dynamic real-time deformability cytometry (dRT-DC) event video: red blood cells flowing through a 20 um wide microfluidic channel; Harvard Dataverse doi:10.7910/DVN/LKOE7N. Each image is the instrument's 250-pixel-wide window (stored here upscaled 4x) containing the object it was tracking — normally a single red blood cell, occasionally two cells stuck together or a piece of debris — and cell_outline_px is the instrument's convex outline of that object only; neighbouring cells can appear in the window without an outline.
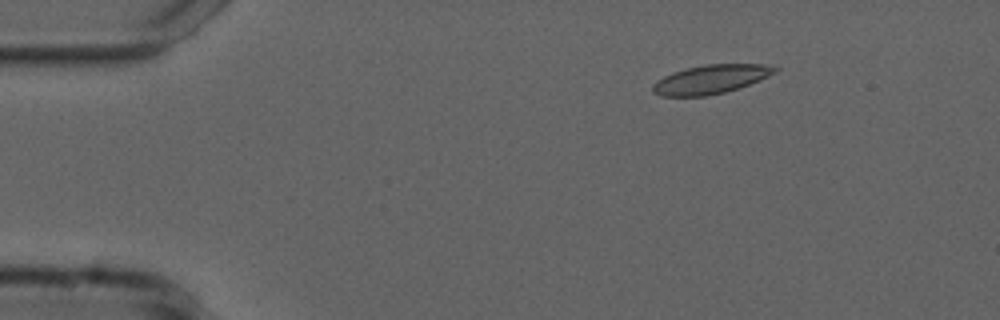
{"species": "common noctule bat (a hibernating species)", "species_latin": "Nyctalus noctula", "temperature_condition": "cold", "stored_images_in_passage": 33, "camera_frame_rate_fps": 3000, "um_per_image_px": 0.085, "animal": {"sex": "male", "forearm_length_mm": 52.5}, "frame": {"image": 1, "passage_image": 2, "time_ms": 0.333, "image_size_px": [1000, 320], "cell_outline_px": [[780, 68], [776, 72], [760, 80], [724, 92], [704, 96], [660, 96], [652, 92], [652, 84], [656, 80], [672, 72], [688, 68], [708, 64], [764, 64]], "centroid_in_image_um": [60.38, 6.74], "position_along_channel_um": 24.6, "area_um2": 20.4}}
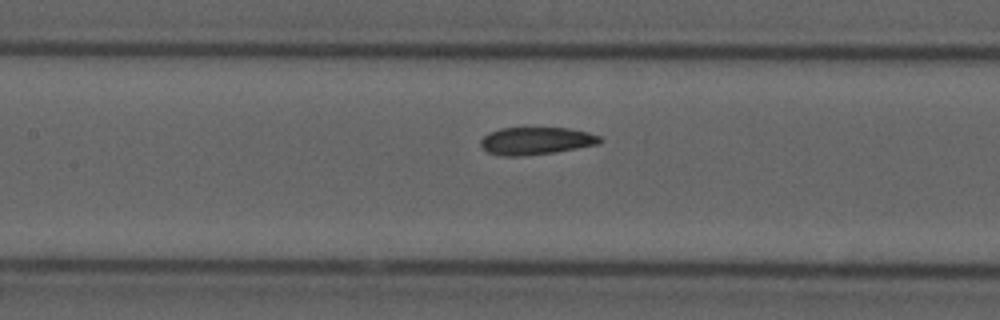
{"frame": {"image": 2, "passage_image": 19, "time_ms": 6.0, "image_size_px": [1000, 320], "cell_outline_px": [[604, 140], [600, 144], [556, 152], [524, 156], [500, 156], [488, 152], [480, 144], [480, 140], [488, 132], [500, 128], [568, 128], [588, 132], [600, 136]], "centroid_in_image_um": [45.58, 11.98], "position_along_channel_um": 161.8, "area_um2": 19.31}}
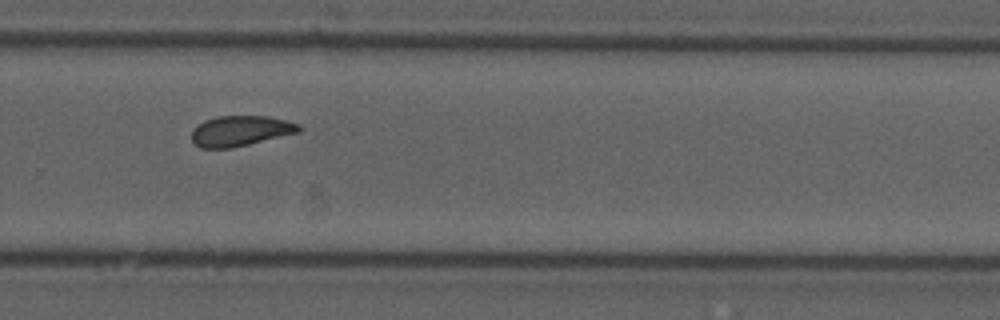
{"frame": {"image": 3, "passage_image": 31, "time_ms": 10.0, "image_size_px": [1000, 320], "cell_outline_px": [[304, 128], [300, 132], [232, 148], [200, 148], [192, 140], [192, 128], [204, 120], [216, 116], [268, 116], [288, 120], [300, 124]], "centroid_in_image_um": [20.47, 11.11], "position_along_channel_um": 309.3, "area_um2": 19.25}}